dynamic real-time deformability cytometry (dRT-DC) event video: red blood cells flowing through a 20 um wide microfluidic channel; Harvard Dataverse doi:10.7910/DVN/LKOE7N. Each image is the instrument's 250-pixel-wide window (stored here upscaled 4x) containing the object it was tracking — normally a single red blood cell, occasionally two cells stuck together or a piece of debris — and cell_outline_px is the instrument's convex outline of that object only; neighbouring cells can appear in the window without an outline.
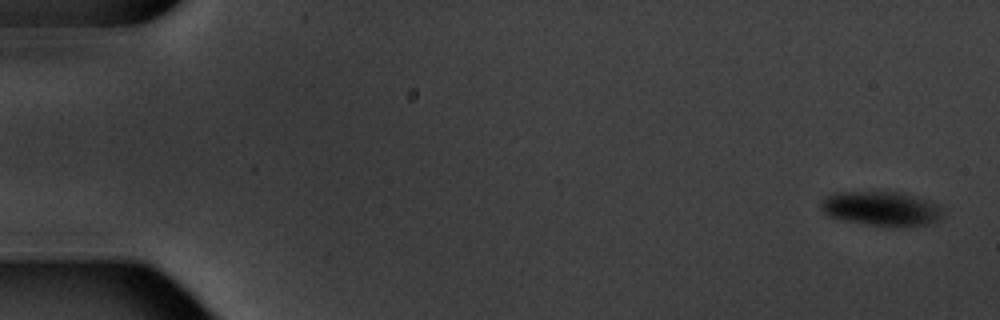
{"species": "common noctule bat (a hibernating species)", "species_latin": "Nyctalus noctula", "temperature_condition": "warm", "stored_images_in_passage": 5, "camera_frame_rate_fps": 3000, "um_per_image_px": 0.085, "animal": {"sex": "male", "body_mass_g": 20.1, "forearm_length_mm": 53.5}, "frame": {"image": 1, "passage_image": 1, "time_ms": 0.0, "image_size_px": [1000, 320], "cell_outline_px": [[940, 216], [932, 224], [908, 228], [888, 228], [844, 220], [828, 216], [820, 208], [820, 204], [828, 196], [836, 192], [900, 192], [936, 204], [940, 208]], "centroid_in_image_um": [74.9, 17.78], "position_along_channel_um": 10.1, "area_um2": 24.51}}